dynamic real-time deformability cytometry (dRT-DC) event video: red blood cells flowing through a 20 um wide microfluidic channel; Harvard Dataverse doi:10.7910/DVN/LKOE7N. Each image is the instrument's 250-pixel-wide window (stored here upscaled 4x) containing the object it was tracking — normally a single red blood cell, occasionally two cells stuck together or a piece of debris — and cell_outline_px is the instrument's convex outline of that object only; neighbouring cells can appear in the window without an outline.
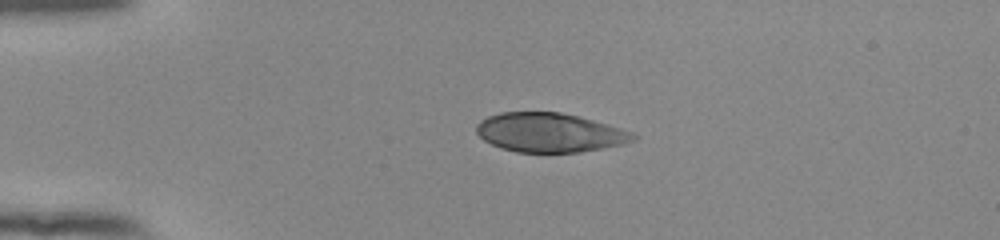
{"species": "human", "species_latin": "Homo sapiens", "temperature_condition": "room temperature", "stored_images_in_passage": 41, "camera_frame_rate_fps": 3000, "um_per_image_px": 0.085, "donor": {"sex": "female"}, "frame": {"image": 1, "passage_image": 1, "time_ms": 0.0, "image_size_px": [1000, 240], "cell_outline_px": [[640, 136], [636, 140], [624, 144], [604, 148], [580, 152], [516, 152], [500, 148], [484, 140], [476, 132], [476, 124], [480, 120], [488, 116], [500, 112], [560, 112], [592, 120], [620, 128], [632, 132]], "centroid_in_image_um": [46.72, 11.27], "position_along_channel_um": 38.3, "area_um2": 35.84}}
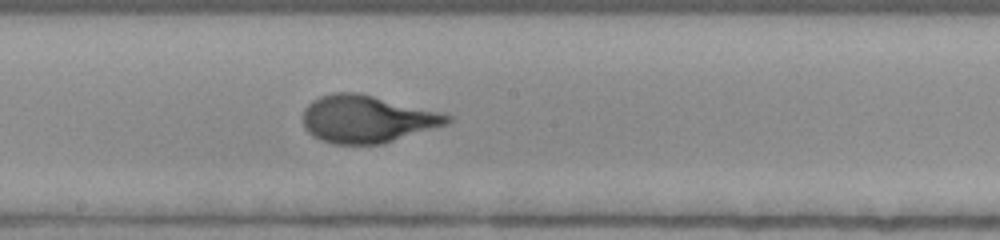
{"frame": {"image": 2, "passage_image": 18, "time_ms": 5.667, "image_size_px": [1000, 240], "cell_outline_px": [[452, 120], [448, 124], [384, 144], [332, 144], [320, 140], [312, 136], [304, 128], [304, 108], [312, 100], [320, 96], [332, 92], [360, 92], [440, 112], [452, 116]], "centroid_in_image_um": [31.19, 10.12], "position_along_channel_um": 217.0, "area_um2": 40.23}}
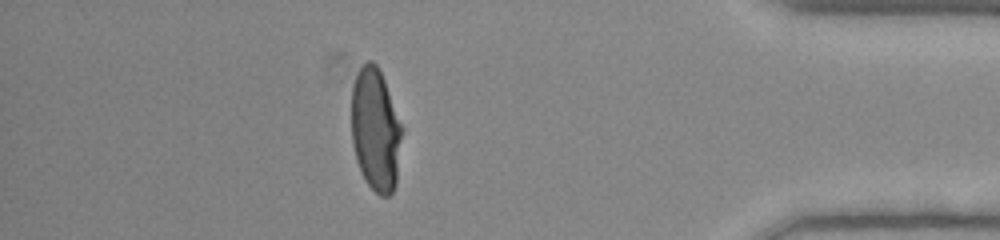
{"frame": {"image": 3, "passage_image": 35, "time_ms": 11.333, "image_size_px": [1000, 240], "cell_outline_px": [[404, 128], [396, 184], [392, 192], [388, 196], [380, 196], [364, 180], [360, 172], [356, 160], [352, 144], [352, 88], [356, 76], [360, 68], [368, 60], [372, 60], [376, 64], [384, 80]], "centroid_in_image_um": [31.94, 11.07], "position_along_channel_um": 403.3, "area_um2": 36.53}, "authors_computed_cell_mechanics": {"area_um2": 38.6104, "velocity_mm_per_s": 3.9097, "shape_relaxation_time_tau1_ms": 3.7598, "shape_relaxation_time_tau2_ms": null, "deformation_change_tau1": 0.2127, "deformation_change_tau2": null}}